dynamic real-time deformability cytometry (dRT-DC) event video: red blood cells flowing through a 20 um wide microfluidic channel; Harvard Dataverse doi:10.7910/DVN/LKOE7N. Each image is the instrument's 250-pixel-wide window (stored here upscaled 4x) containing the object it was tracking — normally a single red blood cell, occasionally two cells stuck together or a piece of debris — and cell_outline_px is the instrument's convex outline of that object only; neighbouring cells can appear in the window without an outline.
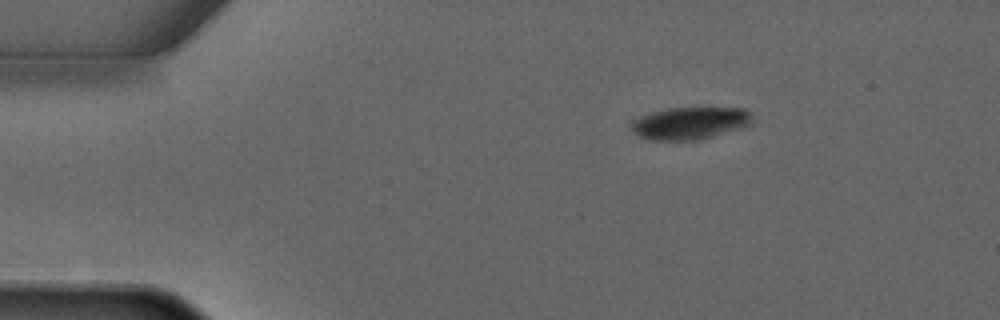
{"species": "common noctule bat (a hibernating species)", "species_latin": "Nyctalus noctula", "temperature_condition": "warm", "stored_images_in_passage": 2, "camera_frame_rate_fps": 3000, "um_per_image_px": 0.085, "animal": {"sex": "male", "forearm_length_mm": 52.5}, "frame": {"image": 1, "passage_image": 1, "time_ms": 0.0, "image_size_px": [1000, 320], "cell_outline_px": [[752, 124], [740, 128], [700, 140], [648, 140], [632, 132], [628, 128], [632, 120], [640, 116], [664, 108], [744, 108], [752, 112]], "centroid_in_image_um": [58.62, 10.47], "position_along_channel_um": 26.4, "area_um2": 23.12}}